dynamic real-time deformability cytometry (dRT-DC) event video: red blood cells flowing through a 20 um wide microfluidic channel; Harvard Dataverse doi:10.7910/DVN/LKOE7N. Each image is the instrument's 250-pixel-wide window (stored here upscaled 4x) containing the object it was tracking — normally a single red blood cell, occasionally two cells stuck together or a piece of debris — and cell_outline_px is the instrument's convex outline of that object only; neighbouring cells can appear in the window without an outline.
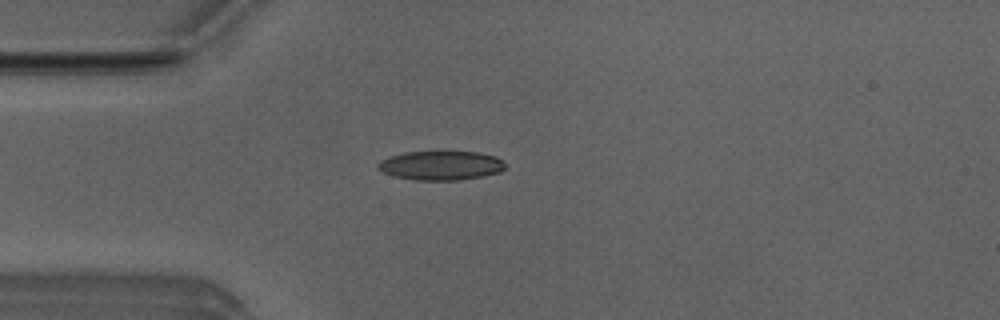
{"species": "Egyptian fruit bat (a non-hibernating species)", "species_latin": "Rousettus aegyptiacus", "temperature_condition": "room temperature", "stored_images_in_passage": 1, "camera_frame_rate_fps": 3000, "um_per_image_px": 0.085, "animal": {"sex": "male"}, "frame": {"image": 1, "passage_image": 1, "time_ms": 0.0, "image_size_px": [1000, 320], "cell_outline_px": [[504, 168], [500, 172], [460, 180], [416, 180], [392, 176], [384, 172], [376, 164], [380, 160], [404, 152], [476, 152], [496, 156], [504, 160]], "centroid_in_image_um": [37.48, 14.06], "position_along_channel_um": 47.5, "area_um2": 21.44}}